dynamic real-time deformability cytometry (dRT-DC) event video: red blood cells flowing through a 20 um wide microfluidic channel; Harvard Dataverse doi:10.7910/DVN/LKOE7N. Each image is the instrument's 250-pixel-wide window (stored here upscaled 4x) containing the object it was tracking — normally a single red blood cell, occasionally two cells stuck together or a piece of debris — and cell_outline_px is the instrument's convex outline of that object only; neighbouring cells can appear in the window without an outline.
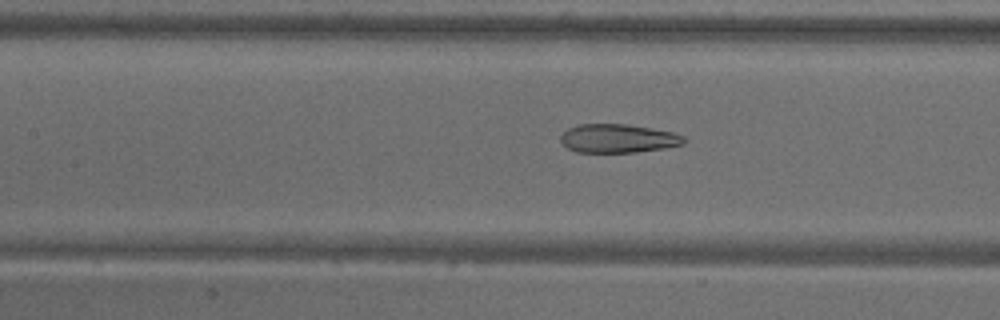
{"species": "common noctule bat (a hibernating species)", "species_latin": "Nyctalus noctula", "temperature_condition": "warm", "stored_images_in_passage": 40, "camera_frame_rate_fps": 3000, "um_per_image_px": 0.085, "animal": {"sex": "male", "body_mass_g": 18.8}, "frame": {"image": 1, "passage_image": 10, "time_ms": 3.0, "image_size_px": [1000, 320], "cell_outline_px": [[688, 140], [684, 144], [668, 148], [636, 152], [576, 152], [568, 148], [560, 140], [560, 136], [568, 128], [580, 124], [628, 124], [672, 132], [684, 136]], "centroid_in_image_um": [52.57, 11.77], "position_along_channel_um": 154.8, "area_um2": 20.69}}
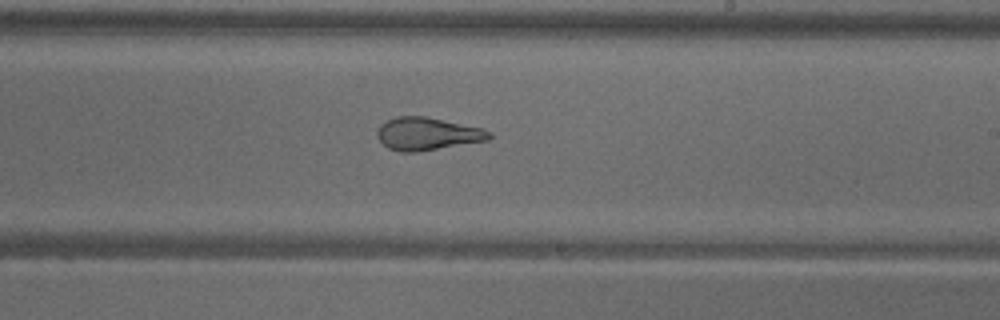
{"frame": {"image": 2, "passage_image": 18, "time_ms": 5.667, "image_size_px": [1000, 320], "cell_outline_px": [[492, 136], [488, 140], [416, 152], [400, 152], [388, 148], [376, 136], [376, 132], [380, 124], [384, 120], [396, 116], [424, 116], [484, 128], [492, 132]], "centroid_in_image_um": [36.3, 11.36], "position_along_channel_um": 252.7, "area_um2": 21.5}}
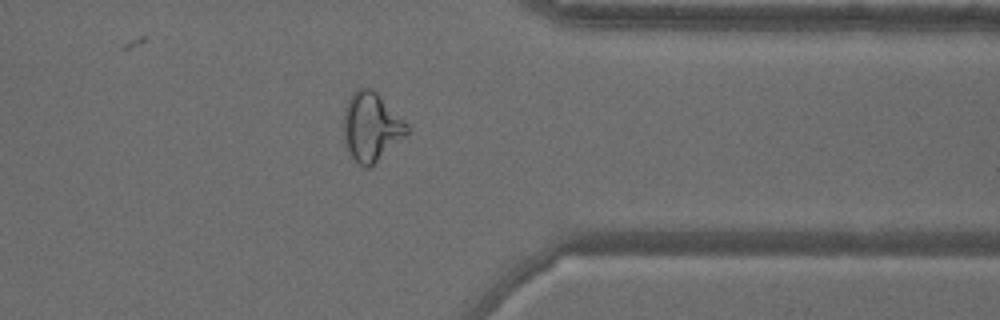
{"frame": {"image": 3, "passage_image": 29, "time_ms": 9.333, "image_size_px": [1000, 320], "cell_outline_px": [[408, 132], [404, 136], [368, 168], [364, 168], [344, 148], [344, 108], [352, 92], [356, 88], [372, 88], [408, 124]], "centroid_in_image_um": [31.51, 10.76], "position_along_channel_um": 379.9, "area_um2": 24.97}, "authors_computed_cell_mechanics": {"area_um2": 22.9466, "velocity_mm_per_s": 3.6783, "shape_relaxation_time_tau1_ms": null, "shape_relaxation_time_tau2_ms": 1.7627, "deformation_change_tau1": null, "deformation_change_tau2": 0.1132}}